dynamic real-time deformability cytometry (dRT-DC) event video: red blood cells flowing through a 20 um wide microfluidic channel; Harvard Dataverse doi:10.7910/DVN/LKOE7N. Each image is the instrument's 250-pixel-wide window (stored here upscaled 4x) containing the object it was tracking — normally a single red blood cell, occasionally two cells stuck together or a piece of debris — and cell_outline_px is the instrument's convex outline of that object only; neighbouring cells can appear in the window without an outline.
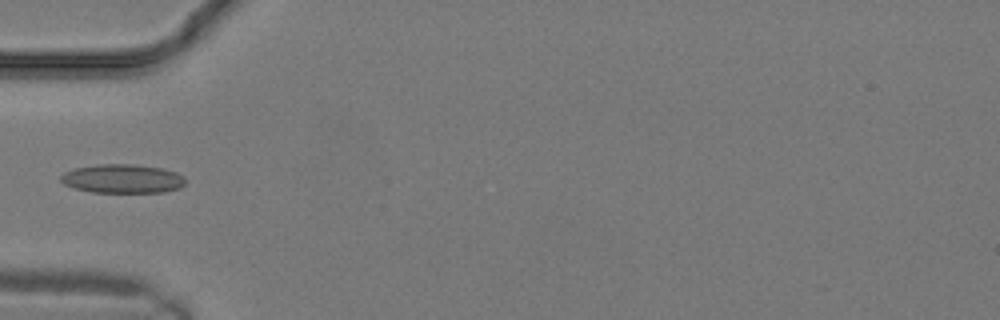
{"species": "common noctule bat (a hibernating species)", "species_latin": "Nyctalus noctula", "temperature_condition": "warm", "stored_images_in_passage": 5, "camera_frame_rate_fps": 3000, "um_per_image_px": 0.085, "animal": {"sex": "male", "body_mass_g": 19.2, "forearm_length_mm": 51.8}, "frame": {"image": 1, "passage_image": 1, "time_ms": 0.0, "image_size_px": [1000, 320], "cell_outline_px": [[184, 184], [180, 188], [164, 192], [92, 192], [76, 188], [64, 184], [60, 180], [60, 176], [64, 172], [76, 168], [96, 164], [132, 164], [160, 168], [176, 172], [184, 176]], "centroid_in_image_um": [10.41, 15.19], "position_along_channel_um": 74.6, "area_um2": 20.87}}
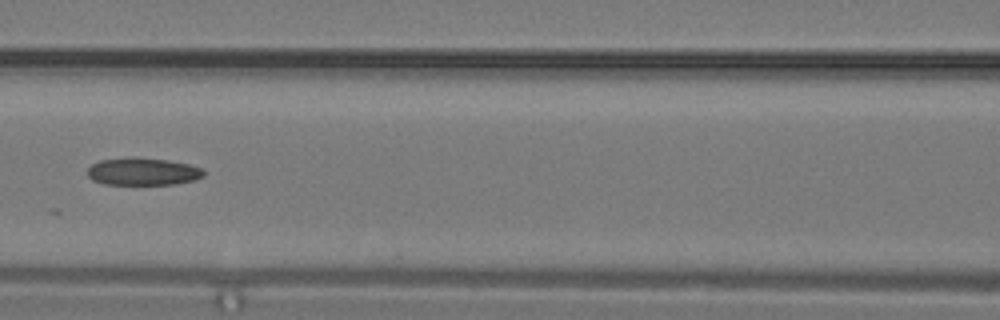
{"frame": {"image": 2, "passage_image": 4, "time_ms": 1.0, "image_size_px": [1000, 320], "cell_outline_px": [[204, 176], [196, 180], [176, 184], [104, 184], [92, 180], [88, 176], [88, 168], [92, 164], [100, 160], [128, 156], [136, 156], [168, 160], [188, 164], [200, 168], [204, 172]], "centroid_in_image_um": [12.13, 14.57], "position_along_channel_um": 154.5, "area_um2": 18.84}}